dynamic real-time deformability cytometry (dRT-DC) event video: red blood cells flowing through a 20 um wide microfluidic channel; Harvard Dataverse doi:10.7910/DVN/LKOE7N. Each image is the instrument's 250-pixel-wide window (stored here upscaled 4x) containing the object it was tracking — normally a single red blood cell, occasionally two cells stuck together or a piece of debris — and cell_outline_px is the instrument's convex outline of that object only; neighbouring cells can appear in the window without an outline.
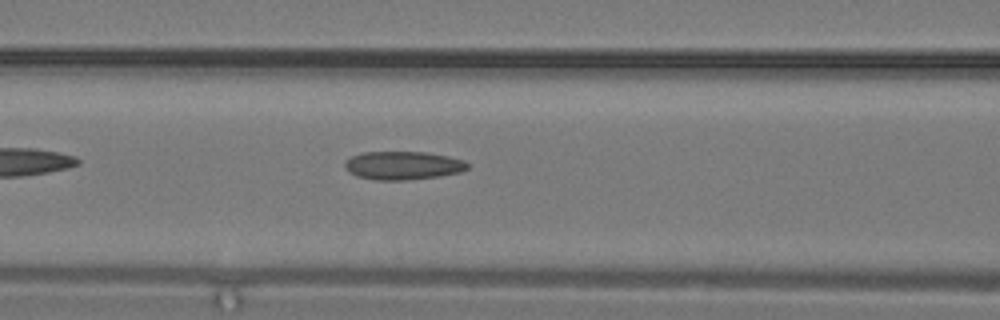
{"species": "common noctule bat (a hibernating species)", "species_latin": "Nyctalus noctula", "temperature_condition": "warm", "stored_images_in_passage": 17, "camera_frame_rate_fps": 3000, "um_per_image_px": 0.085, "animal": {"sex": "male", "body_mass_g": 19.2, "forearm_length_mm": 51.8}, "frame": {"image": 1, "passage_image": 12, "time_ms": 3.667, "image_size_px": [1000, 320], "cell_outline_px": [[468, 168], [460, 172], [440, 176], [404, 180], [376, 180], [356, 176], [348, 172], [344, 168], [344, 160], [352, 156], [364, 152], [428, 152], [448, 156], [464, 160], [468, 164]], "centroid_in_image_um": [34.22, 14.06], "position_along_channel_um": 132.4, "area_um2": 20.4}}
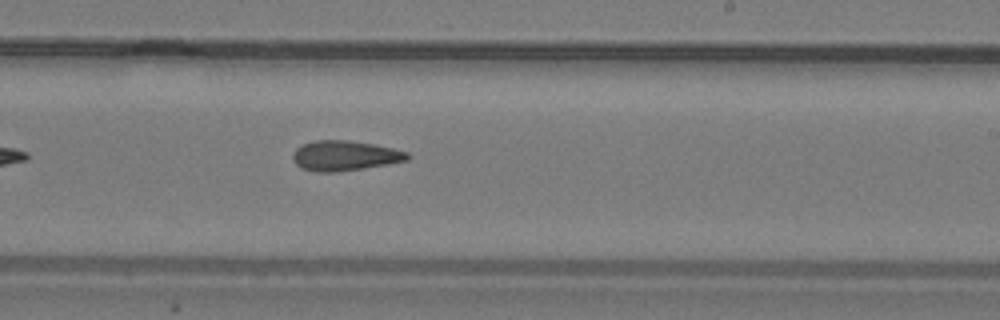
{"frame": {"image": 2, "passage_image": 17, "time_ms": 5.333, "image_size_px": [1000, 320], "cell_outline_px": [[412, 156], [408, 160], [388, 164], [364, 168], [336, 172], [316, 172], [300, 168], [292, 160], [292, 152], [296, 148], [304, 144], [316, 140], [348, 140], [376, 144], [408, 152]], "centroid_in_image_um": [29.3, 13.23], "position_along_channel_um": 259.7, "area_um2": 20.29}}